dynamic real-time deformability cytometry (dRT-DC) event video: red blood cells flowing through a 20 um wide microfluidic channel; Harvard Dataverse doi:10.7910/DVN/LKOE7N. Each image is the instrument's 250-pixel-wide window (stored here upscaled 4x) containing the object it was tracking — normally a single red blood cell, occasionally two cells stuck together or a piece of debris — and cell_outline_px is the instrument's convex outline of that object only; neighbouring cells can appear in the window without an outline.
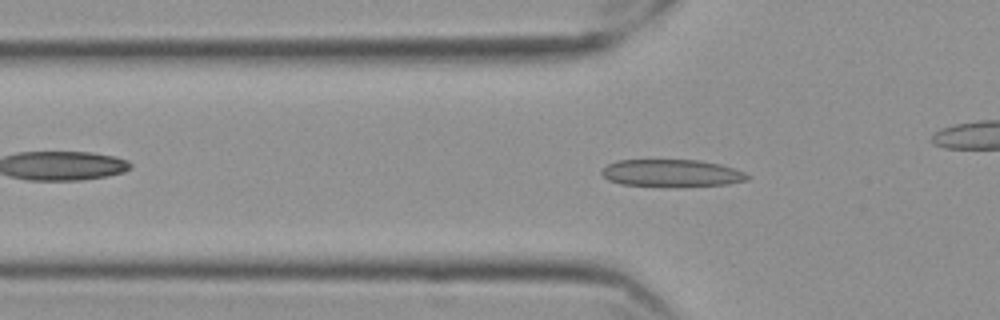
{"species": "Egyptian fruit bat (a non-hibernating species)", "species_latin": "Rousettus aegyptiacus", "temperature_condition": "cold", "stored_images_in_passage": 53, "camera_frame_rate_fps": 3000, "um_per_image_px": 0.085, "frame": {"image": 1, "passage_image": 14, "time_ms": 4.333, "image_size_px": [1000, 320], "cell_outline_px": [[752, 176], [748, 180], [728, 184], [684, 188], [660, 188], [620, 184], [608, 180], [600, 172], [608, 164], [616, 160], [700, 160], [720, 164], [744, 172]], "centroid_in_image_um": [57.1, 14.76], "position_along_channel_um": 68.7, "area_um2": 24.1}}
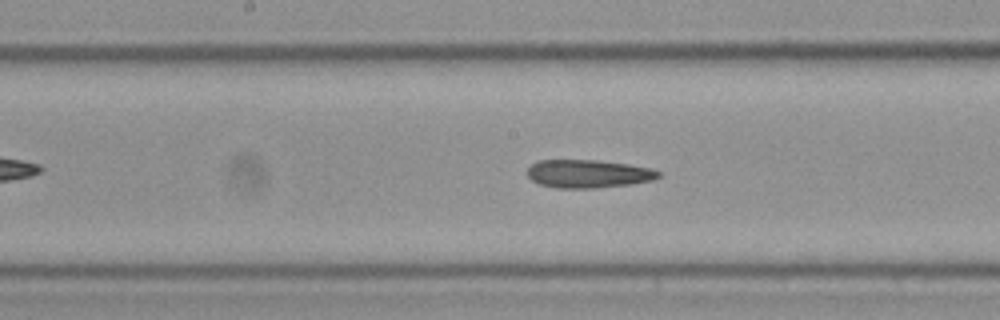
{"frame": {"image": 2, "passage_image": 25, "time_ms": 8.0, "image_size_px": [1000, 320], "cell_outline_px": [[660, 176], [652, 180], [632, 184], [596, 188], [556, 188], [540, 184], [532, 180], [528, 176], [528, 168], [536, 160], [596, 160], [628, 164], [652, 168], [660, 172]], "centroid_in_image_um": [50.0, 14.77], "position_along_channel_um": 198.2, "area_um2": 21.56}}
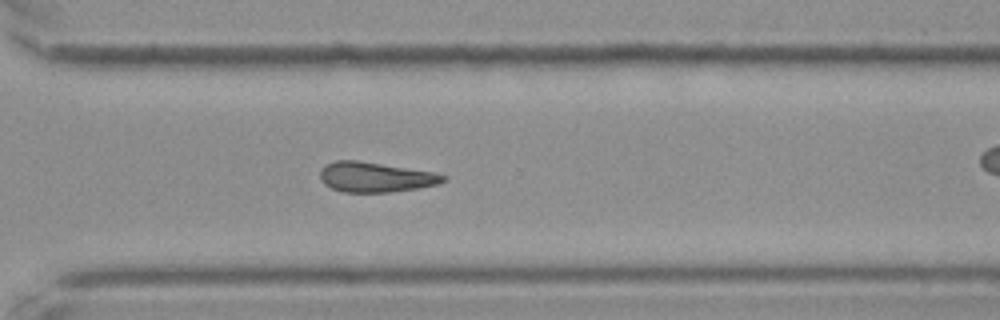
{"frame": {"image": 3, "passage_image": 37, "time_ms": 12.0, "image_size_px": [1000, 320], "cell_outline_px": [[448, 176], [444, 180], [436, 184], [416, 188], [388, 192], [344, 192], [332, 188], [324, 184], [320, 180], [320, 172], [324, 164], [336, 160], [356, 160], [432, 172]], "centroid_in_image_um": [31.84, 15.05], "position_along_channel_um": 338.8, "area_um2": 21.21}}